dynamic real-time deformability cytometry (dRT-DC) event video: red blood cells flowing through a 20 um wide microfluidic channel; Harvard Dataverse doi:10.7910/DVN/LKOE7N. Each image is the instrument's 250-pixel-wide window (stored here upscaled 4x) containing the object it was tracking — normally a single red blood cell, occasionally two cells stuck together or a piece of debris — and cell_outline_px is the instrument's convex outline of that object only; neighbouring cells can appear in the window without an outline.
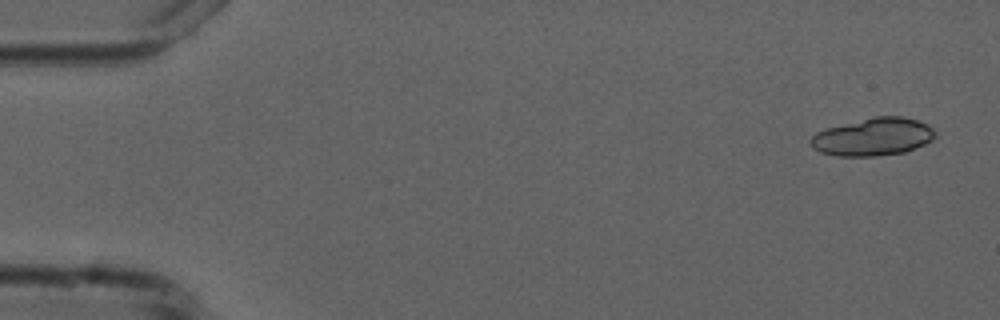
{"species": "common noctule bat (a hibernating species)", "species_latin": "Nyctalus noctula", "temperature_condition": "cold", "stored_images_in_passage": 6, "segment_of_instrument_passage": [1, 2], "camera_frame_rate_fps": 3000, "um_per_image_px": 0.085, "animal": {"sex": "male", "forearm_length_mm": 52.5}, "frame": {"image": 1, "passage_image": 1, "time_ms": 0.0, "image_size_px": [1000, 320], "cell_outline_px": [[936, 136], [932, 140], [924, 144], [904, 152], [876, 156], [836, 156], [820, 152], [812, 148], [808, 140], [816, 132], [824, 128], [872, 116], [900, 116], [916, 120], [928, 124], [936, 132]], "centroid_in_image_um": [74.17, 11.62], "position_along_channel_um": 10.8, "area_um2": 27.69}}